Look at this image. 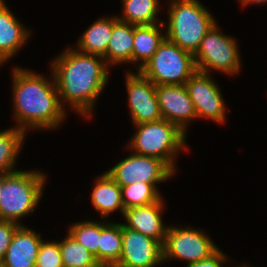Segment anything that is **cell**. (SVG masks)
I'll return each mask as SVG.
<instances>
[{
    "label": "cell",
    "instance_id": "obj_1",
    "mask_svg": "<svg viewBox=\"0 0 267 267\" xmlns=\"http://www.w3.org/2000/svg\"><path fill=\"white\" fill-rule=\"evenodd\" d=\"M50 64L63 108L67 104L83 119L93 118L95 104L110 79L111 68L105 59L80 52L72 45L53 57Z\"/></svg>",
    "mask_w": 267,
    "mask_h": 267
},
{
    "label": "cell",
    "instance_id": "obj_2",
    "mask_svg": "<svg viewBox=\"0 0 267 267\" xmlns=\"http://www.w3.org/2000/svg\"><path fill=\"white\" fill-rule=\"evenodd\" d=\"M12 107L14 126L26 134L31 130L53 131L66 121L52 71L51 77L34 70L12 68Z\"/></svg>",
    "mask_w": 267,
    "mask_h": 267
},
{
    "label": "cell",
    "instance_id": "obj_3",
    "mask_svg": "<svg viewBox=\"0 0 267 267\" xmlns=\"http://www.w3.org/2000/svg\"><path fill=\"white\" fill-rule=\"evenodd\" d=\"M168 21H164L166 38L192 55L217 22L199 0H167Z\"/></svg>",
    "mask_w": 267,
    "mask_h": 267
},
{
    "label": "cell",
    "instance_id": "obj_4",
    "mask_svg": "<svg viewBox=\"0 0 267 267\" xmlns=\"http://www.w3.org/2000/svg\"><path fill=\"white\" fill-rule=\"evenodd\" d=\"M135 134L126 143V150L142 156L164 161L176 174L177 159L181 151H187V135L176 124L160 119L134 125ZM177 158V159H176Z\"/></svg>",
    "mask_w": 267,
    "mask_h": 267
},
{
    "label": "cell",
    "instance_id": "obj_5",
    "mask_svg": "<svg viewBox=\"0 0 267 267\" xmlns=\"http://www.w3.org/2000/svg\"><path fill=\"white\" fill-rule=\"evenodd\" d=\"M47 180V174L38 169L8 173L0 193V219L25 225L20 221L36 211Z\"/></svg>",
    "mask_w": 267,
    "mask_h": 267
},
{
    "label": "cell",
    "instance_id": "obj_6",
    "mask_svg": "<svg viewBox=\"0 0 267 267\" xmlns=\"http://www.w3.org/2000/svg\"><path fill=\"white\" fill-rule=\"evenodd\" d=\"M197 71L194 57L166 37L139 72L155 85H185Z\"/></svg>",
    "mask_w": 267,
    "mask_h": 267
},
{
    "label": "cell",
    "instance_id": "obj_7",
    "mask_svg": "<svg viewBox=\"0 0 267 267\" xmlns=\"http://www.w3.org/2000/svg\"><path fill=\"white\" fill-rule=\"evenodd\" d=\"M220 28L217 21L206 33L193 55L195 65L201 72L210 74L216 71L234 76L242 68L238 41L235 37L222 33Z\"/></svg>",
    "mask_w": 267,
    "mask_h": 267
},
{
    "label": "cell",
    "instance_id": "obj_8",
    "mask_svg": "<svg viewBox=\"0 0 267 267\" xmlns=\"http://www.w3.org/2000/svg\"><path fill=\"white\" fill-rule=\"evenodd\" d=\"M219 247L204 229L170 224L163 244V263L186 261L185 264L209 258Z\"/></svg>",
    "mask_w": 267,
    "mask_h": 267
},
{
    "label": "cell",
    "instance_id": "obj_9",
    "mask_svg": "<svg viewBox=\"0 0 267 267\" xmlns=\"http://www.w3.org/2000/svg\"><path fill=\"white\" fill-rule=\"evenodd\" d=\"M106 171L121 187L136 182L160 184L176 175L164 161L133 152Z\"/></svg>",
    "mask_w": 267,
    "mask_h": 267
},
{
    "label": "cell",
    "instance_id": "obj_10",
    "mask_svg": "<svg viewBox=\"0 0 267 267\" xmlns=\"http://www.w3.org/2000/svg\"><path fill=\"white\" fill-rule=\"evenodd\" d=\"M185 86L194 104L197 119H210L219 125L227 122L229 109L220 86L211 74L197 70L185 82Z\"/></svg>",
    "mask_w": 267,
    "mask_h": 267
},
{
    "label": "cell",
    "instance_id": "obj_11",
    "mask_svg": "<svg viewBox=\"0 0 267 267\" xmlns=\"http://www.w3.org/2000/svg\"><path fill=\"white\" fill-rule=\"evenodd\" d=\"M125 85L130 116L133 125L154 122L162 119L156 85L139 71L125 73Z\"/></svg>",
    "mask_w": 267,
    "mask_h": 267
},
{
    "label": "cell",
    "instance_id": "obj_12",
    "mask_svg": "<svg viewBox=\"0 0 267 267\" xmlns=\"http://www.w3.org/2000/svg\"><path fill=\"white\" fill-rule=\"evenodd\" d=\"M163 263V245L144 234L122 225V250L113 267H160Z\"/></svg>",
    "mask_w": 267,
    "mask_h": 267
},
{
    "label": "cell",
    "instance_id": "obj_13",
    "mask_svg": "<svg viewBox=\"0 0 267 267\" xmlns=\"http://www.w3.org/2000/svg\"><path fill=\"white\" fill-rule=\"evenodd\" d=\"M156 94L162 119L176 124L187 134L197 116L186 86L156 85Z\"/></svg>",
    "mask_w": 267,
    "mask_h": 267
},
{
    "label": "cell",
    "instance_id": "obj_14",
    "mask_svg": "<svg viewBox=\"0 0 267 267\" xmlns=\"http://www.w3.org/2000/svg\"><path fill=\"white\" fill-rule=\"evenodd\" d=\"M163 197L150 205L128 208L124 211V227L140 232L145 236L159 241L162 245L166 239V232L169 226L164 223L163 211L165 208Z\"/></svg>",
    "mask_w": 267,
    "mask_h": 267
},
{
    "label": "cell",
    "instance_id": "obj_15",
    "mask_svg": "<svg viewBox=\"0 0 267 267\" xmlns=\"http://www.w3.org/2000/svg\"><path fill=\"white\" fill-rule=\"evenodd\" d=\"M10 10L5 0H0V63L4 66L23 49L31 37L26 28Z\"/></svg>",
    "mask_w": 267,
    "mask_h": 267
},
{
    "label": "cell",
    "instance_id": "obj_16",
    "mask_svg": "<svg viewBox=\"0 0 267 267\" xmlns=\"http://www.w3.org/2000/svg\"><path fill=\"white\" fill-rule=\"evenodd\" d=\"M42 235L26 225H20L13 234L3 267H35Z\"/></svg>",
    "mask_w": 267,
    "mask_h": 267
},
{
    "label": "cell",
    "instance_id": "obj_17",
    "mask_svg": "<svg viewBox=\"0 0 267 267\" xmlns=\"http://www.w3.org/2000/svg\"><path fill=\"white\" fill-rule=\"evenodd\" d=\"M89 199L102 219L107 220L116 211L124 214L121 186L107 171L96 177Z\"/></svg>",
    "mask_w": 267,
    "mask_h": 267
},
{
    "label": "cell",
    "instance_id": "obj_18",
    "mask_svg": "<svg viewBox=\"0 0 267 267\" xmlns=\"http://www.w3.org/2000/svg\"><path fill=\"white\" fill-rule=\"evenodd\" d=\"M163 23L134 25L132 64L139 71L158 49L166 37Z\"/></svg>",
    "mask_w": 267,
    "mask_h": 267
},
{
    "label": "cell",
    "instance_id": "obj_19",
    "mask_svg": "<svg viewBox=\"0 0 267 267\" xmlns=\"http://www.w3.org/2000/svg\"><path fill=\"white\" fill-rule=\"evenodd\" d=\"M118 20L117 15L103 16L96 19L78 37L75 49L86 54L104 56L111 38L113 24Z\"/></svg>",
    "mask_w": 267,
    "mask_h": 267
},
{
    "label": "cell",
    "instance_id": "obj_20",
    "mask_svg": "<svg viewBox=\"0 0 267 267\" xmlns=\"http://www.w3.org/2000/svg\"><path fill=\"white\" fill-rule=\"evenodd\" d=\"M134 25L117 20L113 24V30L107 52L103 56L107 65L112 68L115 65L132 64Z\"/></svg>",
    "mask_w": 267,
    "mask_h": 267
},
{
    "label": "cell",
    "instance_id": "obj_21",
    "mask_svg": "<svg viewBox=\"0 0 267 267\" xmlns=\"http://www.w3.org/2000/svg\"><path fill=\"white\" fill-rule=\"evenodd\" d=\"M122 12L117 18L131 25H152L163 23L159 19L162 8L160 0H121ZM159 16V17H158Z\"/></svg>",
    "mask_w": 267,
    "mask_h": 267
},
{
    "label": "cell",
    "instance_id": "obj_22",
    "mask_svg": "<svg viewBox=\"0 0 267 267\" xmlns=\"http://www.w3.org/2000/svg\"><path fill=\"white\" fill-rule=\"evenodd\" d=\"M122 224L101 220L99 241V264L101 267H113L121 257Z\"/></svg>",
    "mask_w": 267,
    "mask_h": 267
},
{
    "label": "cell",
    "instance_id": "obj_23",
    "mask_svg": "<svg viewBox=\"0 0 267 267\" xmlns=\"http://www.w3.org/2000/svg\"><path fill=\"white\" fill-rule=\"evenodd\" d=\"M27 134L15 126L0 131V173L16 170L19 153L25 145Z\"/></svg>",
    "mask_w": 267,
    "mask_h": 267
},
{
    "label": "cell",
    "instance_id": "obj_24",
    "mask_svg": "<svg viewBox=\"0 0 267 267\" xmlns=\"http://www.w3.org/2000/svg\"><path fill=\"white\" fill-rule=\"evenodd\" d=\"M67 233L90 253L95 256L99 263V241L101 235V221H76L72 223L67 230Z\"/></svg>",
    "mask_w": 267,
    "mask_h": 267
},
{
    "label": "cell",
    "instance_id": "obj_25",
    "mask_svg": "<svg viewBox=\"0 0 267 267\" xmlns=\"http://www.w3.org/2000/svg\"><path fill=\"white\" fill-rule=\"evenodd\" d=\"M59 249L64 267H101L95 256L68 233L59 241Z\"/></svg>",
    "mask_w": 267,
    "mask_h": 267
},
{
    "label": "cell",
    "instance_id": "obj_26",
    "mask_svg": "<svg viewBox=\"0 0 267 267\" xmlns=\"http://www.w3.org/2000/svg\"><path fill=\"white\" fill-rule=\"evenodd\" d=\"M157 184L136 182L122 186V201L125 210L132 207L147 206L159 201L163 196Z\"/></svg>",
    "mask_w": 267,
    "mask_h": 267
},
{
    "label": "cell",
    "instance_id": "obj_27",
    "mask_svg": "<svg viewBox=\"0 0 267 267\" xmlns=\"http://www.w3.org/2000/svg\"><path fill=\"white\" fill-rule=\"evenodd\" d=\"M35 267H64L59 249V240H42Z\"/></svg>",
    "mask_w": 267,
    "mask_h": 267
},
{
    "label": "cell",
    "instance_id": "obj_28",
    "mask_svg": "<svg viewBox=\"0 0 267 267\" xmlns=\"http://www.w3.org/2000/svg\"><path fill=\"white\" fill-rule=\"evenodd\" d=\"M20 225L7 220L0 219V262L4 259L9 248L13 234Z\"/></svg>",
    "mask_w": 267,
    "mask_h": 267
},
{
    "label": "cell",
    "instance_id": "obj_29",
    "mask_svg": "<svg viewBox=\"0 0 267 267\" xmlns=\"http://www.w3.org/2000/svg\"><path fill=\"white\" fill-rule=\"evenodd\" d=\"M228 257L229 256L219 248L209 258L203 259L198 262L189 263L186 265V267H225L224 265L228 264L227 262H229Z\"/></svg>",
    "mask_w": 267,
    "mask_h": 267
},
{
    "label": "cell",
    "instance_id": "obj_30",
    "mask_svg": "<svg viewBox=\"0 0 267 267\" xmlns=\"http://www.w3.org/2000/svg\"><path fill=\"white\" fill-rule=\"evenodd\" d=\"M238 2L240 3V5L242 6V8L247 7L248 5L251 4H256V5H262V4H266L267 5V0H238ZM245 6V7H244Z\"/></svg>",
    "mask_w": 267,
    "mask_h": 267
},
{
    "label": "cell",
    "instance_id": "obj_31",
    "mask_svg": "<svg viewBox=\"0 0 267 267\" xmlns=\"http://www.w3.org/2000/svg\"><path fill=\"white\" fill-rule=\"evenodd\" d=\"M7 174L8 173H0V193H1L2 186H3V182L5 178L7 177Z\"/></svg>",
    "mask_w": 267,
    "mask_h": 267
},
{
    "label": "cell",
    "instance_id": "obj_32",
    "mask_svg": "<svg viewBox=\"0 0 267 267\" xmlns=\"http://www.w3.org/2000/svg\"><path fill=\"white\" fill-rule=\"evenodd\" d=\"M248 263H243V264H240V265H237L236 264V266L234 265V266H230V267H251L249 264L247 265Z\"/></svg>",
    "mask_w": 267,
    "mask_h": 267
}]
</instances>
